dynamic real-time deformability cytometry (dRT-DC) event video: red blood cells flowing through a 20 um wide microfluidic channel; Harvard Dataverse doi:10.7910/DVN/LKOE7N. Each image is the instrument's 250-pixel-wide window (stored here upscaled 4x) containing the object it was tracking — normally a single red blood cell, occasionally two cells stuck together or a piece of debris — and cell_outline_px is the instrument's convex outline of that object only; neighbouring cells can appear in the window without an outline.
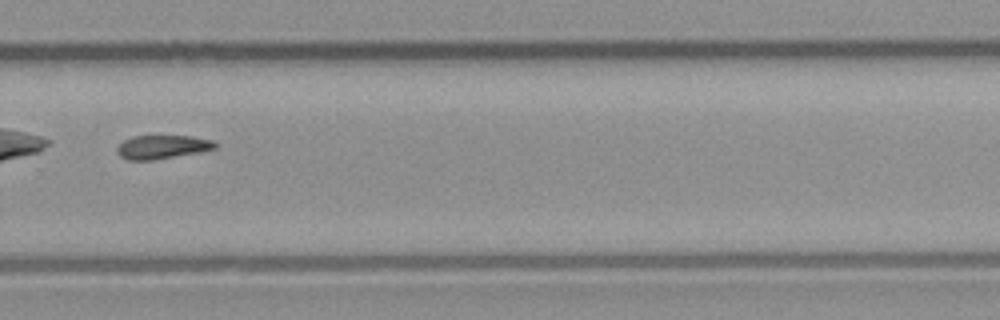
{"species": "common noctule bat (a hibernating species)", "species_latin": "Nyctalus noctula", "temperature_condition": "room temperature", "stored_images_in_passage": 32, "camera_frame_rate_fps": 3000, "um_per_image_px": 0.085, "animal": {"sex": "male", "body_mass_g": 23.1, "forearm_length_mm": 52.7}, "frame": {"image": 1, "passage_image": 19, "time_ms": 6.0, "image_size_px": [1000, 320], "cell_outline_px": [[216, 148], [200, 152], [152, 160], [128, 160], [120, 156], [116, 152], [116, 148], [124, 140], [132, 136], [192, 136], [212, 140], [216, 144]], "centroid_in_image_um": [13.77, 12.49], "position_along_channel_um": 316.0, "area_um2": 13.47}}